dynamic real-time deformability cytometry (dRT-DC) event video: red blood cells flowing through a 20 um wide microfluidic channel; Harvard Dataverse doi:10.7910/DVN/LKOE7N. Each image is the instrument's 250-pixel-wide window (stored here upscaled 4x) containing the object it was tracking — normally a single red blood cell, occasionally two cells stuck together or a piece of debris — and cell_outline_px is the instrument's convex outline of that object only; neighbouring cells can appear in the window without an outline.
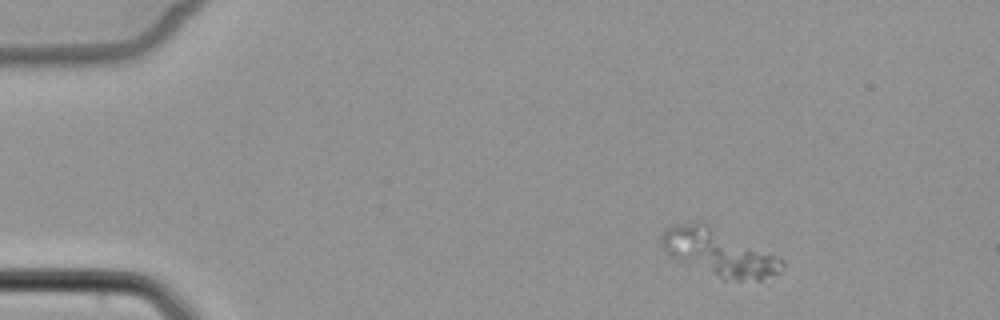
{"species": "common noctule bat (a hibernating species)", "species_latin": "Nyctalus noctula", "temperature_condition": "cold", "stored_images_in_passage": 4, "segment_of_instrument_passage": [1, 2], "camera_frame_rate_fps": 3000, "um_per_image_px": 0.085, "animal": {"sex": "female", "body_mass_g": 22.7, "forearm_length_mm": 54.2}, "frame": {"image": 1, "passage_image": 1, "time_ms": 0.0, "image_size_px": [1000, 320], "cell_outline_px": [[784, 268], [780, 272], [760, 280], [724, 280], [680, 260], [672, 256], [660, 244], [660, 236], [664, 228], [672, 224], [696, 224], [708, 228], [784, 260]], "centroid_in_image_um": [61.08, 21.54], "position_along_channel_um": 23.9, "area_um2": 30.75}}